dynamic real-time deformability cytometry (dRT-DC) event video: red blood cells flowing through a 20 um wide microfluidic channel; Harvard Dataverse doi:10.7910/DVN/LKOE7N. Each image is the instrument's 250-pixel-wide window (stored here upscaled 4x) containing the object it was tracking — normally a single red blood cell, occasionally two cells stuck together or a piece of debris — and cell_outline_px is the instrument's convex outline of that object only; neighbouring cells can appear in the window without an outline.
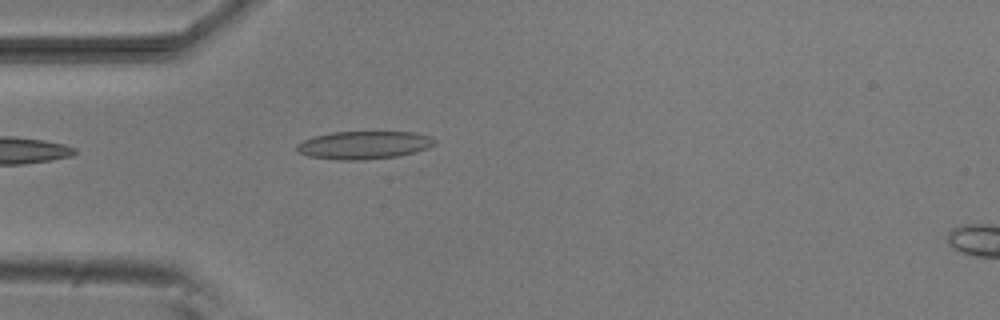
{"species": "common noctule bat (a hibernating species)", "species_latin": "Nyctalus noctula", "temperature_condition": "room temperature", "stored_images_in_passage": 34, "camera_frame_rate_fps": 3000, "um_per_image_px": 0.085, "animal": {"sex": "male", "body_mass_g": 20.5, "forearm_length_mm": 52.5}, "frame": {"image": 1, "passage_image": 1, "time_ms": 0.0, "image_size_px": [1000, 320], "cell_outline_px": [[436, 144], [428, 148], [416, 152], [400, 156], [364, 160], [336, 160], [308, 156], [296, 152], [296, 144], [312, 136], [332, 132], [412, 132], [428, 136], [436, 140]], "centroid_in_image_um": [30.91, 12.34], "position_along_channel_um": 54.1, "area_um2": 22.72}}
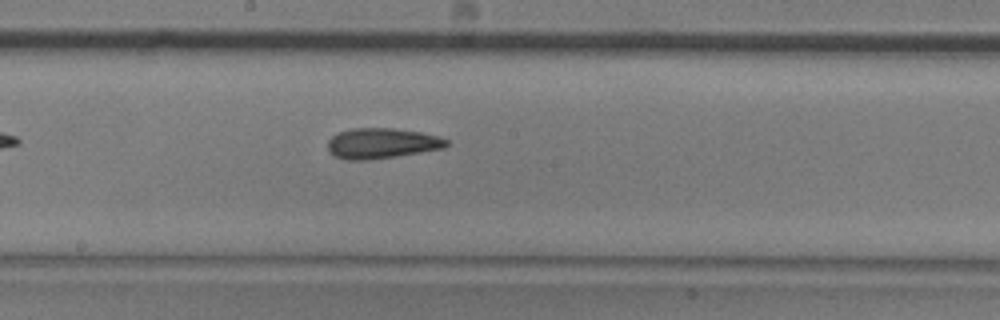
{"frame": {"image": 2, "passage_image": 14, "time_ms": 4.333, "image_size_px": [1000, 320], "cell_outline_px": [[448, 144], [444, 148], [396, 156], [368, 160], [348, 160], [332, 156], [328, 152], [328, 140], [336, 132], [352, 128], [392, 128], [420, 132], [440, 136], [448, 140]], "centroid_in_image_um": [32.41, 12.18], "position_along_channel_um": 215.8, "area_um2": 21.21}}
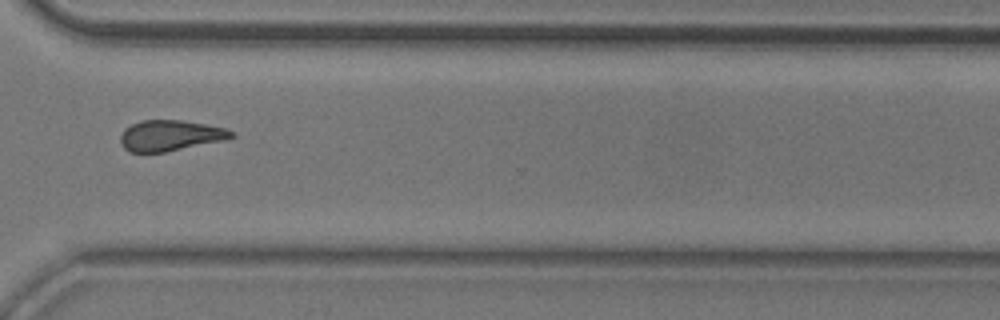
{"frame": {"image": 3, "passage_image": 25, "time_ms": 8.0, "image_size_px": [1000, 320], "cell_outline_px": [[236, 136], [224, 140], [164, 152], [128, 152], [120, 144], [120, 136], [124, 128], [140, 120], [180, 120], [204, 124], [224, 128], [236, 132]], "centroid_in_image_um": [14.45, 11.52], "position_along_channel_um": 356.2, "area_um2": 19.88}, "authors_computed_cell_mechanics": {"area_um2": 20.3745, "velocity_mm_per_s": 3.8435, "shape_relaxation_time_tau1_ms": null, "shape_relaxation_time_tau2_ms": 5.1139, "deformation_change_tau1": null, "deformation_change_tau2": 0.1395}}